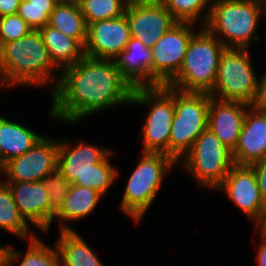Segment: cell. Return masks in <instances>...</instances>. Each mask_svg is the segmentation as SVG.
Here are the masks:
<instances>
[{
    "instance_id": "cell-1",
    "label": "cell",
    "mask_w": 266,
    "mask_h": 266,
    "mask_svg": "<svg viewBox=\"0 0 266 266\" xmlns=\"http://www.w3.org/2000/svg\"><path fill=\"white\" fill-rule=\"evenodd\" d=\"M133 88L115 60L84 56L61 71L52 92L50 117L78 123L86 116L131 103ZM65 121V122H64Z\"/></svg>"
},
{
    "instance_id": "cell-2",
    "label": "cell",
    "mask_w": 266,
    "mask_h": 266,
    "mask_svg": "<svg viewBox=\"0 0 266 266\" xmlns=\"http://www.w3.org/2000/svg\"><path fill=\"white\" fill-rule=\"evenodd\" d=\"M59 74L61 70L51 61L39 30H32L28 35L5 43L0 48V79L5 90L31 84L35 87L51 85L53 92Z\"/></svg>"
},
{
    "instance_id": "cell-3",
    "label": "cell",
    "mask_w": 266,
    "mask_h": 266,
    "mask_svg": "<svg viewBox=\"0 0 266 266\" xmlns=\"http://www.w3.org/2000/svg\"><path fill=\"white\" fill-rule=\"evenodd\" d=\"M265 13L260 0H212L204 27L226 48L249 49L260 38L256 29Z\"/></svg>"
},
{
    "instance_id": "cell-4",
    "label": "cell",
    "mask_w": 266,
    "mask_h": 266,
    "mask_svg": "<svg viewBox=\"0 0 266 266\" xmlns=\"http://www.w3.org/2000/svg\"><path fill=\"white\" fill-rule=\"evenodd\" d=\"M225 49L205 27L199 28L191 37L182 67L167 86L186 92L210 93Z\"/></svg>"
},
{
    "instance_id": "cell-5",
    "label": "cell",
    "mask_w": 266,
    "mask_h": 266,
    "mask_svg": "<svg viewBox=\"0 0 266 266\" xmlns=\"http://www.w3.org/2000/svg\"><path fill=\"white\" fill-rule=\"evenodd\" d=\"M176 162L165 153L142 152L121 200V211L138 224L154 203L165 176Z\"/></svg>"
},
{
    "instance_id": "cell-6",
    "label": "cell",
    "mask_w": 266,
    "mask_h": 266,
    "mask_svg": "<svg viewBox=\"0 0 266 266\" xmlns=\"http://www.w3.org/2000/svg\"><path fill=\"white\" fill-rule=\"evenodd\" d=\"M210 95L174 88V118L169 136V156L177 163L208 128Z\"/></svg>"
},
{
    "instance_id": "cell-7",
    "label": "cell",
    "mask_w": 266,
    "mask_h": 266,
    "mask_svg": "<svg viewBox=\"0 0 266 266\" xmlns=\"http://www.w3.org/2000/svg\"><path fill=\"white\" fill-rule=\"evenodd\" d=\"M130 104L150 106L142 131L143 152L165 153L169 156V136L174 118V88H134Z\"/></svg>"
},
{
    "instance_id": "cell-8",
    "label": "cell",
    "mask_w": 266,
    "mask_h": 266,
    "mask_svg": "<svg viewBox=\"0 0 266 266\" xmlns=\"http://www.w3.org/2000/svg\"><path fill=\"white\" fill-rule=\"evenodd\" d=\"M199 185L215 190L234 165L232 151L207 128L181 159Z\"/></svg>"
},
{
    "instance_id": "cell-9",
    "label": "cell",
    "mask_w": 266,
    "mask_h": 266,
    "mask_svg": "<svg viewBox=\"0 0 266 266\" xmlns=\"http://www.w3.org/2000/svg\"><path fill=\"white\" fill-rule=\"evenodd\" d=\"M249 49L226 48L221 55L215 85L209 95L223 101L251 104L256 93L257 78Z\"/></svg>"
},
{
    "instance_id": "cell-10",
    "label": "cell",
    "mask_w": 266,
    "mask_h": 266,
    "mask_svg": "<svg viewBox=\"0 0 266 266\" xmlns=\"http://www.w3.org/2000/svg\"><path fill=\"white\" fill-rule=\"evenodd\" d=\"M194 27L193 23L177 22L151 48V87L167 85L178 74L191 37L197 32Z\"/></svg>"
},
{
    "instance_id": "cell-11",
    "label": "cell",
    "mask_w": 266,
    "mask_h": 266,
    "mask_svg": "<svg viewBox=\"0 0 266 266\" xmlns=\"http://www.w3.org/2000/svg\"><path fill=\"white\" fill-rule=\"evenodd\" d=\"M59 140L42 136L23 155L6 162L0 168L3 182H39L58 168ZM5 173V174H4Z\"/></svg>"
},
{
    "instance_id": "cell-12",
    "label": "cell",
    "mask_w": 266,
    "mask_h": 266,
    "mask_svg": "<svg viewBox=\"0 0 266 266\" xmlns=\"http://www.w3.org/2000/svg\"><path fill=\"white\" fill-rule=\"evenodd\" d=\"M125 14L131 38L148 48L177 23L161 0H130Z\"/></svg>"
},
{
    "instance_id": "cell-13",
    "label": "cell",
    "mask_w": 266,
    "mask_h": 266,
    "mask_svg": "<svg viewBox=\"0 0 266 266\" xmlns=\"http://www.w3.org/2000/svg\"><path fill=\"white\" fill-rule=\"evenodd\" d=\"M228 195V198L256 223L266 208L255 175L250 165L234 164L223 182L216 188Z\"/></svg>"
},
{
    "instance_id": "cell-14",
    "label": "cell",
    "mask_w": 266,
    "mask_h": 266,
    "mask_svg": "<svg viewBox=\"0 0 266 266\" xmlns=\"http://www.w3.org/2000/svg\"><path fill=\"white\" fill-rule=\"evenodd\" d=\"M131 39L126 14L87 25L84 54L96 59L114 60Z\"/></svg>"
},
{
    "instance_id": "cell-15",
    "label": "cell",
    "mask_w": 266,
    "mask_h": 266,
    "mask_svg": "<svg viewBox=\"0 0 266 266\" xmlns=\"http://www.w3.org/2000/svg\"><path fill=\"white\" fill-rule=\"evenodd\" d=\"M112 150L85 143L71 145L60 140L58 147V169L71 184H85V174L93 164L101 163Z\"/></svg>"
},
{
    "instance_id": "cell-16",
    "label": "cell",
    "mask_w": 266,
    "mask_h": 266,
    "mask_svg": "<svg viewBox=\"0 0 266 266\" xmlns=\"http://www.w3.org/2000/svg\"><path fill=\"white\" fill-rule=\"evenodd\" d=\"M249 107V104L243 102L217 100L210 96L208 128L231 151L238 143Z\"/></svg>"
},
{
    "instance_id": "cell-17",
    "label": "cell",
    "mask_w": 266,
    "mask_h": 266,
    "mask_svg": "<svg viewBox=\"0 0 266 266\" xmlns=\"http://www.w3.org/2000/svg\"><path fill=\"white\" fill-rule=\"evenodd\" d=\"M234 164L251 165L266 157V113L251 106L245 114L238 143L232 151Z\"/></svg>"
},
{
    "instance_id": "cell-18",
    "label": "cell",
    "mask_w": 266,
    "mask_h": 266,
    "mask_svg": "<svg viewBox=\"0 0 266 266\" xmlns=\"http://www.w3.org/2000/svg\"><path fill=\"white\" fill-rule=\"evenodd\" d=\"M11 191L19 213L42 232L49 229L48 194L42 182H4ZM29 221V222H28Z\"/></svg>"
},
{
    "instance_id": "cell-19",
    "label": "cell",
    "mask_w": 266,
    "mask_h": 266,
    "mask_svg": "<svg viewBox=\"0 0 266 266\" xmlns=\"http://www.w3.org/2000/svg\"><path fill=\"white\" fill-rule=\"evenodd\" d=\"M122 77L134 88L151 87L152 49L131 38L114 59Z\"/></svg>"
},
{
    "instance_id": "cell-20",
    "label": "cell",
    "mask_w": 266,
    "mask_h": 266,
    "mask_svg": "<svg viewBox=\"0 0 266 266\" xmlns=\"http://www.w3.org/2000/svg\"><path fill=\"white\" fill-rule=\"evenodd\" d=\"M42 135L0 115V168L31 149Z\"/></svg>"
},
{
    "instance_id": "cell-21",
    "label": "cell",
    "mask_w": 266,
    "mask_h": 266,
    "mask_svg": "<svg viewBox=\"0 0 266 266\" xmlns=\"http://www.w3.org/2000/svg\"><path fill=\"white\" fill-rule=\"evenodd\" d=\"M103 194L99 191L71 184L63 202L61 212L56 216L60 220V231L75 230L67 223L84 219L96 209ZM68 221V222H67Z\"/></svg>"
},
{
    "instance_id": "cell-22",
    "label": "cell",
    "mask_w": 266,
    "mask_h": 266,
    "mask_svg": "<svg viewBox=\"0 0 266 266\" xmlns=\"http://www.w3.org/2000/svg\"><path fill=\"white\" fill-rule=\"evenodd\" d=\"M51 61L61 71L82 59L84 47L75 39L48 24L39 29Z\"/></svg>"
},
{
    "instance_id": "cell-23",
    "label": "cell",
    "mask_w": 266,
    "mask_h": 266,
    "mask_svg": "<svg viewBox=\"0 0 266 266\" xmlns=\"http://www.w3.org/2000/svg\"><path fill=\"white\" fill-rule=\"evenodd\" d=\"M56 248L60 266H104L76 230L59 231Z\"/></svg>"
},
{
    "instance_id": "cell-24",
    "label": "cell",
    "mask_w": 266,
    "mask_h": 266,
    "mask_svg": "<svg viewBox=\"0 0 266 266\" xmlns=\"http://www.w3.org/2000/svg\"><path fill=\"white\" fill-rule=\"evenodd\" d=\"M48 25L75 38L84 47L87 25L78 2L59 0L49 16Z\"/></svg>"
},
{
    "instance_id": "cell-25",
    "label": "cell",
    "mask_w": 266,
    "mask_h": 266,
    "mask_svg": "<svg viewBox=\"0 0 266 266\" xmlns=\"http://www.w3.org/2000/svg\"><path fill=\"white\" fill-rule=\"evenodd\" d=\"M29 223L19 213L8 186L0 180V228L28 241L36 237L30 233Z\"/></svg>"
},
{
    "instance_id": "cell-26",
    "label": "cell",
    "mask_w": 266,
    "mask_h": 266,
    "mask_svg": "<svg viewBox=\"0 0 266 266\" xmlns=\"http://www.w3.org/2000/svg\"><path fill=\"white\" fill-rule=\"evenodd\" d=\"M10 248L8 256V266H14V261H18L22 253ZM19 266H60L58 250L50 247L36 236L29 240L28 249L25 255H22Z\"/></svg>"
},
{
    "instance_id": "cell-27",
    "label": "cell",
    "mask_w": 266,
    "mask_h": 266,
    "mask_svg": "<svg viewBox=\"0 0 266 266\" xmlns=\"http://www.w3.org/2000/svg\"><path fill=\"white\" fill-rule=\"evenodd\" d=\"M161 2L177 22L196 24L201 20L200 27L206 24L212 4V0H161Z\"/></svg>"
},
{
    "instance_id": "cell-28",
    "label": "cell",
    "mask_w": 266,
    "mask_h": 266,
    "mask_svg": "<svg viewBox=\"0 0 266 266\" xmlns=\"http://www.w3.org/2000/svg\"><path fill=\"white\" fill-rule=\"evenodd\" d=\"M130 0H80L78 2L86 25L113 19L125 14Z\"/></svg>"
},
{
    "instance_id": "cell-29",
    "label": "cell",
    "mask_w": 266,
    "mask_h": 266,
    "mask_svg": "<svg viewBox=\"0 0 266 266\" xmlns=\"http://www.w3.org/2000/svg\"><path fill=\"white\" fill-rule=\"evenodd\" d=\"M41 182L48 194L50 229L54 218L63 208V202L68 194L71 183L64 177L58 168L46 175Z\"/></svg>"
},
{
    "instance_id": "cell-30",
    "label": "cell",
    "mask_w": 266,
    "mask_h": 266,
    "mask_svg": "<svg viewBox=\"0 0 266 266\" xmlns=\"http://www.w3.org/2000/svg\"><path fill=\"white\" fill-rule=\"evenodd\" d=\"M59 0H21L17 14L33 30H39L49 22V16Z\"/></svg>"
},
{
    "instance_id": "cell-31",
    "label": "cell",
    "mask_w": 266,
    "mask_h": 266,
    "mask_svg": "<svg viewBox=\"0 0 266 266\" xmlns=\"http://www.w3.org/2000/svg\"><path fill=\"white\" fill-rule=\"evenodd\" d=\"M113 153L111 152L101 163L93 164V168L85 174V184L74 185L88 187L105 194L119 175L117 168L109 162Z\"/></svg>"
},
{
    "instance_id": "cell-32",
    "label": "cell",
    "mask_w": 266,
    "mask_h": 266,
    "mask_svg": "<svg viewBox=\"0 0 266 266\" xmlns=\"http://www.w3.org/2000/svg\"><path fill=\"white\" fill-rule=\"evenodd\" d=\"M33 29L18 14L0 17V48L8 42L28 35Z\"/></svg>"
},
{
    "instance_id": "cell-33",
    "label": "cell",
    "mask_w": 266,
    "mask_h": 266,
    "mask_svg": "<svg viewBox=\"0 0 266 266\" xmlns=\"http://www.w3.org/2000/svg\"><path fill=\"white\" fill-rule=\"evenodd\" d=\"M250 106L258 111L266 113V72L258 80L256 93Z\"/></svg>"
},
{
    "instance_id": "cell-34",
    "label": "cell",
    "mask_w": 266,
    "mask_h": 266,
    "mask_svg": "<svg viewBox=\"0 0 266 266\" xmlns=\"http://www.w3.org/2000/svg\"><path fill=\"white\" fill-rule=\"evenodd\" d=\"M250 166L254 169L260 195L264 204L266 205V157L262 160L252 163Z\"/></svg>"
},
{
    "instance_id": "cell-35",
    "label": "cell",
    "mask_w": 266,
    "mask_h": 266,
    "mask_svg": "<svg viewBox=\"0 0 266 266\" xmlns=\"http://www.w3.org/2000/svg\"><path fill=\"white\" fill-rule=\"evenodd\" d=\"M21 0H0V17L17 14Z\"/></svg>"
},
{
    "instance_id": "cell-36",
    "label": "cell",
    "mask_w": 266,
    "mask_h": 266,
    "mask_svg": "<svg viewBox=\"0 0 266 266\" xmlns=\"http://www.w3.org/2000/svg\"><path fill=\"white\" fill-rule=\"evenodd\" d=\"M261 242L260 245L258 246L257 250V257H256V263H258V266H266V237L261 236Z\"/></svg>"
},
{
    "instance_id": "cell-37",
    "label": "cell",
    "mask_w": 266,
    "mask_h": 266,
    "mask_svg": "<svg viewBox=\"0 0 266 266\" xmlns=\"http://www.w3.org/2000/svg\"><path fill=\"white\" fill-rule=\"evenodd\" d=\"M256 230L259 229V233L261 236L266 237V208L263 210V213L260 219L255 223Z\"/></svg>"
},
{
    "instance_id": "cell-38",
    "label": "cell",
    "mask_w": 266,
    "mask_h": 266,
    "mask_svg": "<svg viewBox=\"0 0 266 266\" xmlns=\"http://www.w3.org/2000/svg\"><path fill=\"white\" fill-rule=\"evenodd\" d=\"M11 245L2 246L0 245V266H8V256Z\"/></svg>"
},
{
    "instance_id": "cell-39",
    "label": "cell",
    "mask_w": 266,
    "mask_h": 266,
    "mask_svg": "<svg viewBox=\"0 0 266 266\" xmlns=\"http://www.w3.org/2000/svg\"><path fill=\"white\" fill-rule=\"evenodd\" d=\"M262 2V4L264 5L265 7V10H266V0H260Z\"/></svg>"
},
{
    "instance_id": "cell-40",
    "label": "cell",
    "mask_w": 266,
    "mask_h": 266,
    "mask_svg": "<svg viewBox=\"0 0 266 266\" xmlns=\"http://www.w3.org/2000/svg\"><path fill=\"white\" fill-rule=\"evenodd\" d=\"M66 1L79 2L80 0H66Z\"/></svg>"
}]
</instances>
